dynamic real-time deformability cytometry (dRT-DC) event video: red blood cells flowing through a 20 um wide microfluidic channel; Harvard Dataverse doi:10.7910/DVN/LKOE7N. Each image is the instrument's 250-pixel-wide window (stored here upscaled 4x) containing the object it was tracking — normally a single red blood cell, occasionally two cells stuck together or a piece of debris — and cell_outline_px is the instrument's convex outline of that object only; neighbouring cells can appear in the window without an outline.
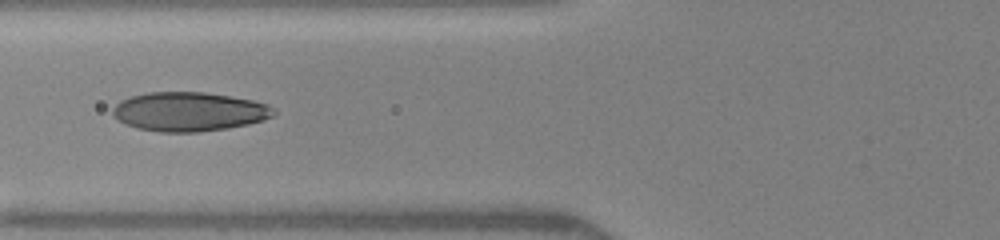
{"species": "human", "species_latin": "Homo sapiens", "temperature_condition": "warm", "stored_images_in_passage": 6, "camera_frame_rate_fps": 3000, "um_per_image_px": 0.085, "donor": {"sex": "female"}, "frame": {"image": 1, "passage_image": 6, "time_ms": 6.0, "image_size_px": [1000, 240], "cell_outline_px": [[276, 116], [264, 120], [248, 124], [228, 128], [196, 132], [160, 132], [136, 128], [124, 124], [112, 116], [112, 108], [120, 100], [132, 96], [148, 92], [204, 92], [252, 100], [268, 104], [276, 112]], "centroid_in_image_um": [16.06, 9.49], "position_along_channel_um": 109.7, "area_um2": 36.88}}